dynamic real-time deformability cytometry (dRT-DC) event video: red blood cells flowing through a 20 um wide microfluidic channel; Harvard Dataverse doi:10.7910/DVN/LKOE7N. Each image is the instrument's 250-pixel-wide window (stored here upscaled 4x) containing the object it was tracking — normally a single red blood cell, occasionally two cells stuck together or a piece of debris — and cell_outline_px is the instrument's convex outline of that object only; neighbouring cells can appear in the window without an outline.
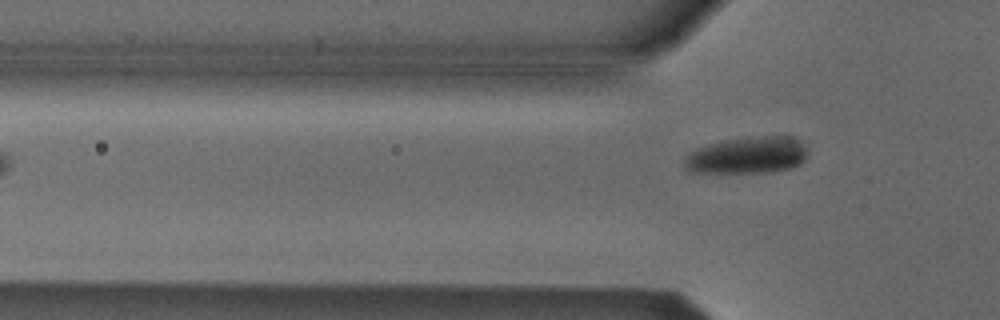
{"species": "Egyptian fruit bat (a non-hibernating species)", "species_latin": "Rousettus aegyptiacus", "temperature_condition": "cold", "stored_images_in_passage": 5, "camera_frame_rate_fps": 3000, "um_per_image_px": 0.085, "animal": {"sex": "male"}, "frame": {"image": 1, "passage_image": 5, "time_ms": 4.667, "image_size_px": [1000, 320], "cell_outline_px": [[808, 152], [804, 160], [800, 164], [792, 168], [772, 172], [688, 172], [684, 168], [684, 156], [696, 148], [708, 144], [724, 140], [748, 136], [792, 136], [808, 148]], "centroid_in_image_um": [63.52, 13.19], "position_along_channel_um": 62.3, "area_um2": 26.82}}